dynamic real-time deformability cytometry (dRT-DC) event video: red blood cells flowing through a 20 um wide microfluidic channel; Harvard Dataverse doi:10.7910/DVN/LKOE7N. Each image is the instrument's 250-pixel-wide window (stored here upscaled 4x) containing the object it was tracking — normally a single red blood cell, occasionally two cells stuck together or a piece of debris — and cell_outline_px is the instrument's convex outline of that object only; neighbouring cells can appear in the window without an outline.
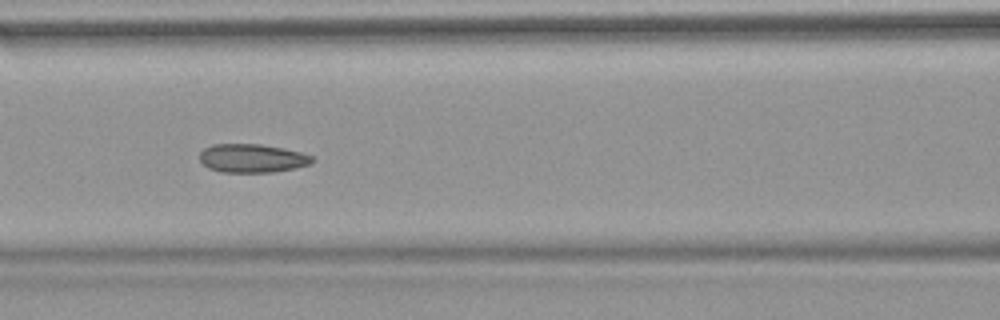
{"species": "common noctule bat (a hibernating species)", "species_latin": "Nyctalus noctula", "temperature_condition": "warm", "stored_images_in_passage": 12, "camera_frame_rate_fps": 3000, "um_per_image_px": 0.085, "animal": {"sex": "female", "body_mass_g": 18.4}, "frame": {"image": 1, "passage_image": 9, "time_ms": 2.667, "image_size_px": [1000, 320], "cell_outline_px": [[316, 160], [312, 164], [296, 168], [272, 172], [224, 172], [208, 168], [200, 160], [200, 152], [204, 148], [212, 144], [260, 144], [284, 148], [300, 152], [312, 156]], "centroid_in_image_um": [21.47, 13.45], "position_along_channel_um": 145.1, "area_um2": 18.84}}